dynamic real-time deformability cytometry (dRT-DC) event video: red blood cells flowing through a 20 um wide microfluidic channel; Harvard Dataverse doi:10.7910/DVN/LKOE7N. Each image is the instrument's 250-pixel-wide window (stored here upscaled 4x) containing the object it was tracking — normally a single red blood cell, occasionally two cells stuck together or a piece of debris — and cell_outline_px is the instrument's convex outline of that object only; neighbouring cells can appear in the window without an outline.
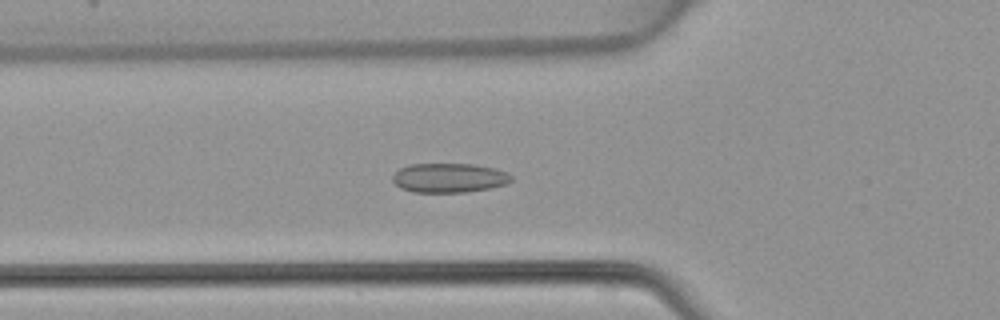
{"species": "common noctule bat (a hibernating species)", "species_latin": "Nyctalus noctula", "temperature_condition": "warm", "stored_images_in_passage": 48, "camera_frame_rate_fps": 3000, "um_per_image_px": 0.085, "animal": {"sex": "female", "body_mass_g": 22.7, "forearm_length_mm": 54.2}, "frame": {"image": 1, "passage_image": 17, "time_ms": 5.333, "image_size_px": [1000, 320], "cell_outline_px": [[512, 180], [504, 184], [492, 188], [464, 192], [412, 192], [400, 188], [392, 180], [392, 176], [400, 168], [408, 164], [472, 164], [496, 168], [508, 172], [512, 176]], "centroid_in_image_um": [38.18, 15.11], "position_along_channel_um": 87.6, "area_um2": 20.4}}
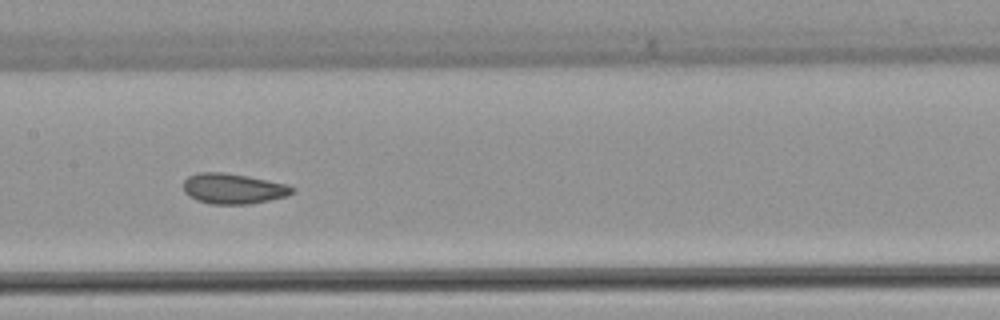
{"frame": {"image": 2, "passage_image": 24, "time_ms": 7.667, "image_size_px": [1000, 320], "cell_outline_px": [[296, 192], [288, 196], [248, 204], [212, 204], [196, 200], [188, 196], [184, 192], [184, 180], [188, 176], [200, 172], [224, 172], [248, 176], [288, 184], [296, 188]], "centroid_in_image_um": [19.85, 16.03], "position_along_channel_um": 187.5, "area_um2": 19.48}}
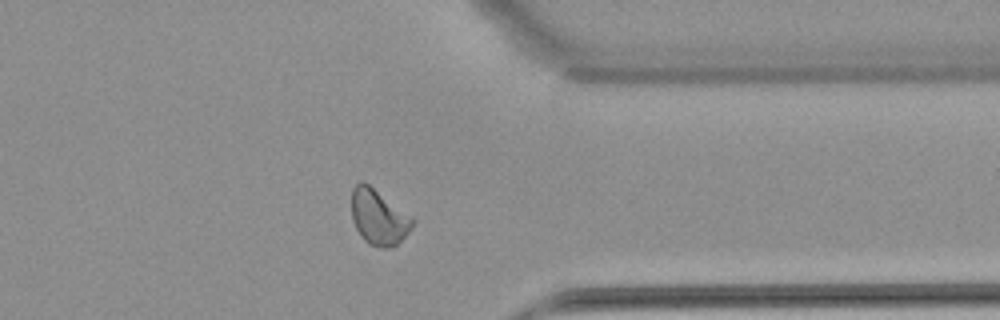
{"frame": {"image": 3, "passage_image": 38, "time_ms": 12.333, "image_size_px": [1000, 320], "cell_outline_px": [[412, 228], [396, 244], [388, 248], [384, 248], [368, 244], [360, 236], [352, 220], [352, 188], [360, 180], [364, 180], [412, 216]], "centroid_in_image_um": [32.15, 18.43], "position_along_channel_um": 379.3, "area_um2": 19.65}}